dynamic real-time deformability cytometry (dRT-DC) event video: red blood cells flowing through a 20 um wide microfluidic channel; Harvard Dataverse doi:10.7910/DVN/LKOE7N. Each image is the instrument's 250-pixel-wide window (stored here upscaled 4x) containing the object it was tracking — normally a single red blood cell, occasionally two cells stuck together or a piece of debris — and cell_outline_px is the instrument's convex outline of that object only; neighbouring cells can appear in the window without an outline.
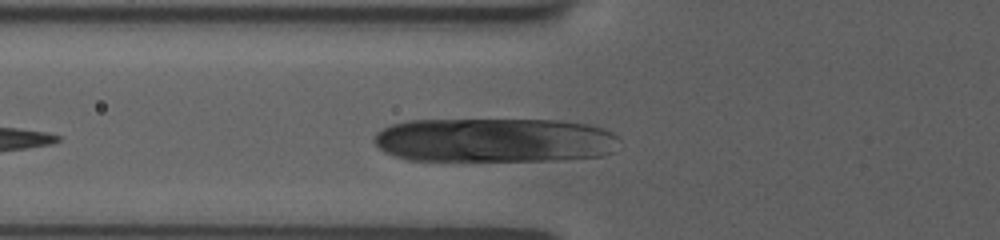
{"species": "human", "species_latin": "Homo sapiens", "temperature_condition": "room temperature", "stored_images_in_passage": 37, "camera_frame_rate_fps": 3000, "um_per_image_px": 0.085, "donor": {"sex": "female"}, "frame": {"image": 1, "passage_image": 5, "time_ms": 1.333, "image_size_px": [1000, 240], "cell_outline_px": [[620, 140], [612, 152], [604, 156], [556, 160], [408, 160], [384, 152], [372, 140], [376, 132], [392, 124], [408, 120], [560, 120], [588, 124], [612, 132]], "centroid_in_image_um": [42.04, 11.91], "position_along_channel_um": 83.8, "area_um2": 63.58}}